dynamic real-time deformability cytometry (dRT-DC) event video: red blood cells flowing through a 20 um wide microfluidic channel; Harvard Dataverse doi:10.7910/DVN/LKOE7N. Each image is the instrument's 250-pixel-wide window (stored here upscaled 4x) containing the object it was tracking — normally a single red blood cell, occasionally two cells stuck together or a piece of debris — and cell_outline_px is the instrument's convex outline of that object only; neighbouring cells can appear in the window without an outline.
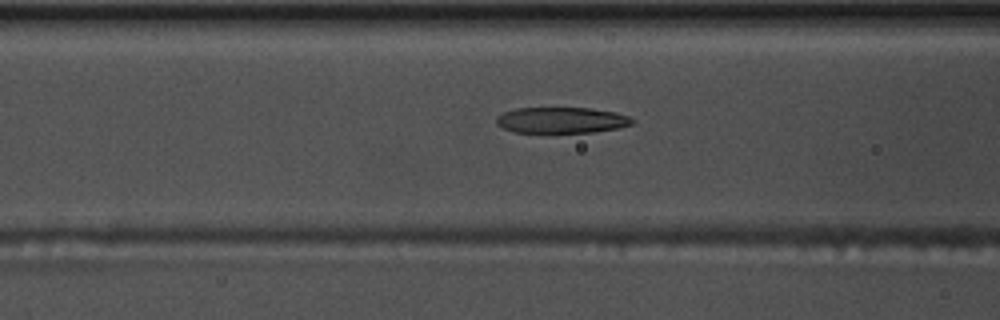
{"species": "common noctule bat (a hibernating species)", "species_latin": "Nyctalus noctula", "temperature_condition": "warm", "stored_images_in_passage": 55, "camera_frame_rate_fps": 3000, "um_per_image_px": 0.085, "animal": {"sex": "male", "body_mass_g": 17.5, "forearm_length_mm": 52.3}, "frame": {"image": 1, "passage_image": 21, "time_ms": 6.667, "image_size_px": [1000, 320], "cell_outline_px": [[636, 120], [632, 124], [620, 128], [592, 132], [512, 132], [496, 124], [496, 116], [504, 112], [516, 108], [592, 108], [616, 112], [628, 116]], "centroid_in_image_um": [47.74, 10.21], "position_along_channel_um": 118.9, "area_um2": 20.63}}
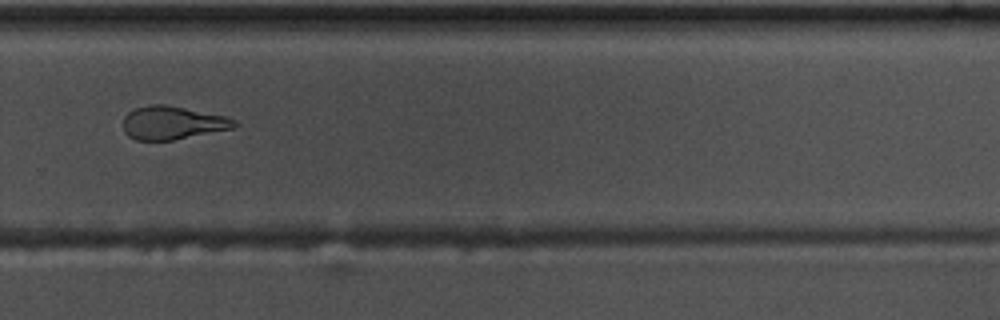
{"frame": {"image": 2, "passage_image": 37, "time_ms": 12.0, "image_size_px": [1000, 320], "cell_outline_px": [[240, 124], [232, 128], [172, 140], [136, 140], [128, 136], [124, 132], [124, 116], [128, 112], [136, 108], [148, 104], [164, 104], [224, 116], [236, 120]], "centroid_in_image_um": [14.63, 10.44], "position_along_channel_um": 315.2, "area_um2": 21.33}}
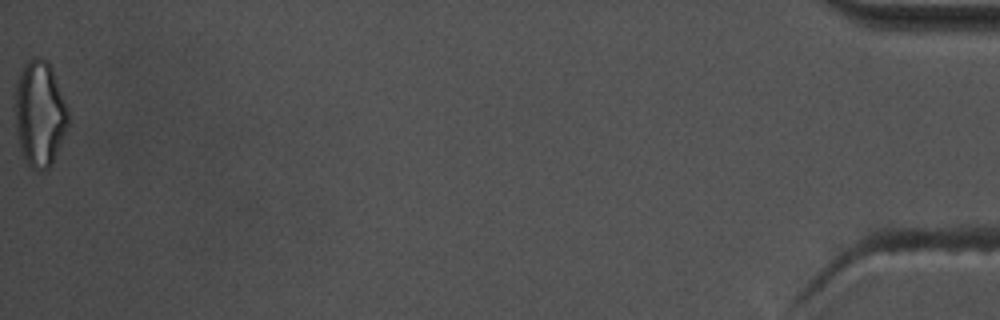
{"frame": {"image": 3, "passage_image": 55, "time_ms": 18.0, "image_size_px": [1000, 320], "cell_outline_px": [[68, 124], [52, 164], [44, 172], [36, 172], [24, 160], [20, 148], [16, 128], [16, 88], [20, 72], [24, 64], [32, 56], [40, 56], [48, 60], [52, 68], [68, 108]], "centroid_in_image_um": [3.38, 9.66], "position_along_channel_um": 431.8, "area_um2": 32.77}, "authors_computed_cell_mechanics": {"area_um2": 22.7154, "velocity_mm_per_s": 3.6905, "shape_relaxation_time_tau1_ms": 5.6733, "shape_relaxation_time_tau2_ms": 1.4307, "deformation_change_tau1": 0.2095, "deformation_change_tau2": 0.1049}}